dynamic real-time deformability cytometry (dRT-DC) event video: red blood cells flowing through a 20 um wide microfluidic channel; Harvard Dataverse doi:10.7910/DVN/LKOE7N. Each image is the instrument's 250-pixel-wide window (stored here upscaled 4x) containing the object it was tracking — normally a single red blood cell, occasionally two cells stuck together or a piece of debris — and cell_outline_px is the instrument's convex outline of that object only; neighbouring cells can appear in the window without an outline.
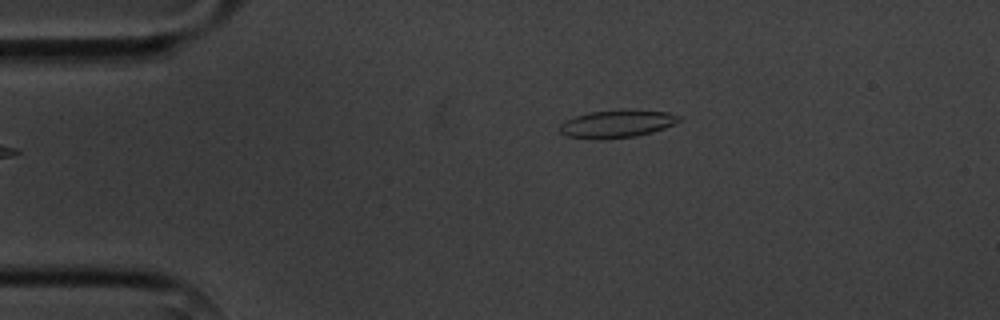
{"species": "common noctule bat (a hibernating species)", "species_latin": "Nyctalus noctula", "temperature_condition": "cold", "stored_images_in_passage": 2, "camera_frame_rate_fps": 3000, "um_per_image_px": 0.085, "animal": {"sex": "male", "body_mass_g": 20.1, "forearm_length_mm": 53.5}, "frame": {"image": 1, "passage_image": 2, "time_ms": 1.333, "image_size_px": [1000, 320], "cell_outline_px": [[680, 120], [664, 128], [652, 132], [636, 136], [600, 140], [596, 140], [568, 136], [560, 132], [560, 124], [564, 120], [588, 112], [620, 108], [668, 112], [680, 116]], "centroid_in_image_um": [52.41, 10.51], "position_along_channel_um": 32.6, "area_um2": 19.59}}